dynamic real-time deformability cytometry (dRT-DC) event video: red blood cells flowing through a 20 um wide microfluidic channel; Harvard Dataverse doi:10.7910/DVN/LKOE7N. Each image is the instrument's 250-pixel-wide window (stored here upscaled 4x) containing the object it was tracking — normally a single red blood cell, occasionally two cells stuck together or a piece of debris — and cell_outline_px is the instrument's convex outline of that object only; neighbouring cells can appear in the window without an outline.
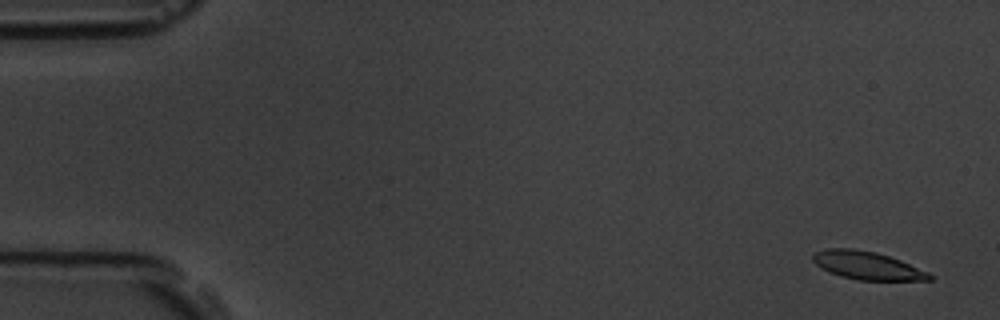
{"species": "common noctule bat (a hibernating species)", "species_latin": "Nyctalus noctula", "temperature_condition": "room temperature", "stored_images_in_passage": 5, "camera_frame_rate_fps": 3000, "um_per_image_px": 0.085, "animal": {"sex": "male", "body_mass_g": 19.5, "forearm_length_mm": 54.6}, "frame": {"image": 1, "passage_image": 1, "time_ms": 0.0, "image_size_px": [1000, 320], "cell_outline_px": [[932, 280], [860, 280], [840, 276], [828, 272], [816, 264], [812, 260], [812, 256], [816, 252], [828, 248], [852, 248], [876, 252], [900, 260], [928, 272], [932, 276]], "centroid_in_image_um": [73.69, 22.57], "position_along_channel_um": 11.3, "area_um2": 18.9}}
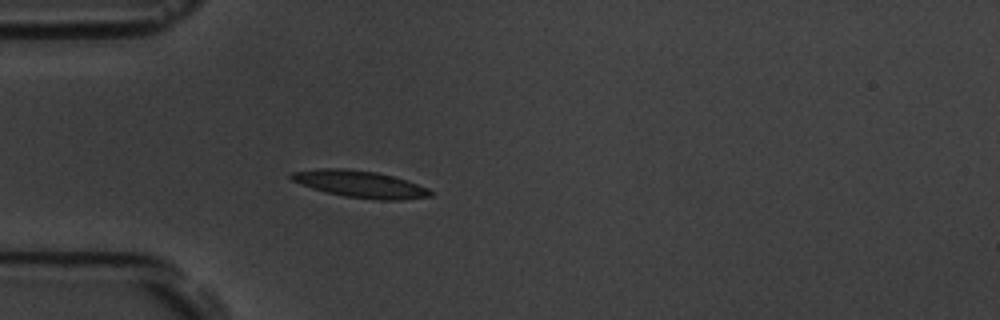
{"frame": {"image": 2, "passage_image": 5, "time_ms": 4.667, "image_size_px": [1000, 320], "cell_outline_px": [[432, 196], [400, 200], [380, 200], [344, 196], [312, 188], [300, 184], [292, 180], [288, 176], [292, 172], [320, 168], [340, 168], [376, 172], [396, 176], [408, 180], [428, 188], [432, 192]], "centroid_in_image_um": [30.63, 15.64], "position_along_channel_um": 54.4, "area_um2": 21.79}}